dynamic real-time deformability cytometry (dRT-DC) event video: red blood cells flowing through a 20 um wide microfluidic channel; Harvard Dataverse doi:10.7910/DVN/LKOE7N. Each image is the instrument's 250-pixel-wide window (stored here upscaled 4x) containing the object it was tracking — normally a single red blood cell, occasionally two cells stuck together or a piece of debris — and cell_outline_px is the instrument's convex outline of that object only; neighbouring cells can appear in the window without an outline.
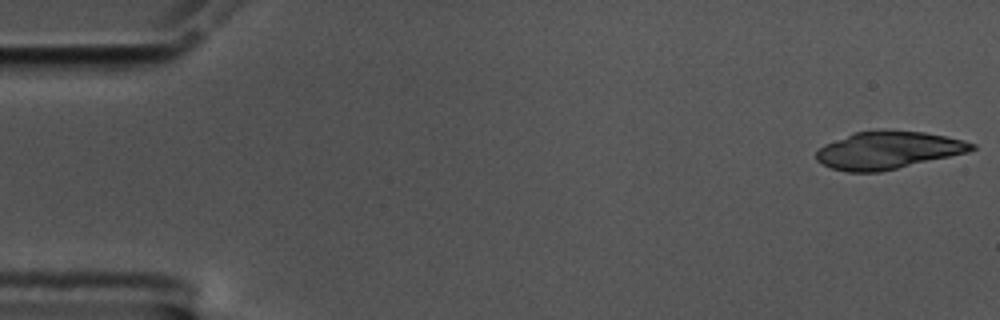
{"species": "common noctule bat (a hibernating species)", "species_latin": "Nyctalus noctula", "temperature_condition": "cold", "stored_images_in_passage": 17, "camera_frame_rate_fps": 3000, "um_per_image_px": 0.085, "animal": {"sex": "male", "body_mass_g": 17.5, "forearm_length_mm": 52.3}, "frame": {"image": 1, "passage_image": 1, "time_ms": 0.0, "image_size_px": [1000, 320], "cell_outline_px": [[976, 148], [968, 152], [880, 172], [848, 172], [832, 168], [816, 160], [816, 152], [824, 144], [852, 132], [924, 132], [964, 140], [976, 144]], "centroid_in_image_um": [75.48, 12.79], "position_along_channel_um": 9.5, "area_um2": 33.29}}